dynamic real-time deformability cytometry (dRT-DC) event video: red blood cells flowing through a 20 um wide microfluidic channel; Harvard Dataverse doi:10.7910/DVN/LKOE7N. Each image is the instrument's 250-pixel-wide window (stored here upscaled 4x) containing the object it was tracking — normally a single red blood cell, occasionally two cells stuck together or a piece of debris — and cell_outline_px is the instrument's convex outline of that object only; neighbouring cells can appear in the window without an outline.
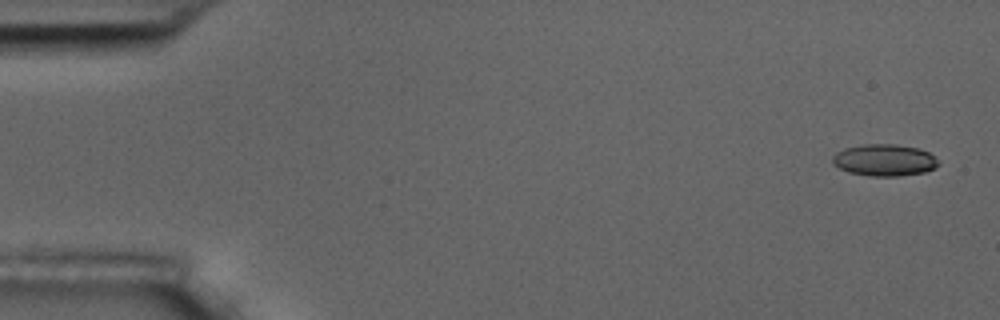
{"species": "common noctule bat (a hibernating species)", "species_latin": "Nyctalus noctula", "temperature_condition": "room temperature", "stored_images_in_passage": 4, "camera_frame_rate_fps": 3000, "um_per_image_px": 0.085, "animal": {"sex": "male", "body_mass_g": 17.5, "forearm_length_mm": 52.3}, "frame": {"image": 1, "passage_image": 1, "time_ms": 0.0, "image_size_px": [1000, 320], "cell_outline_px": [[940, 164], [936, 168], [924, 172], [900, 176], [872, 176], [848, 172], [832, 164], [832, 156], [836, 152], [844, 148], [864, 144], [896, 144], [920, 148], [928, 152], [940, 160]], "centroid_in_image_um": [75.2, 13.6], "position_along_channel_um": 9.8, "area_um2": 19.88}}
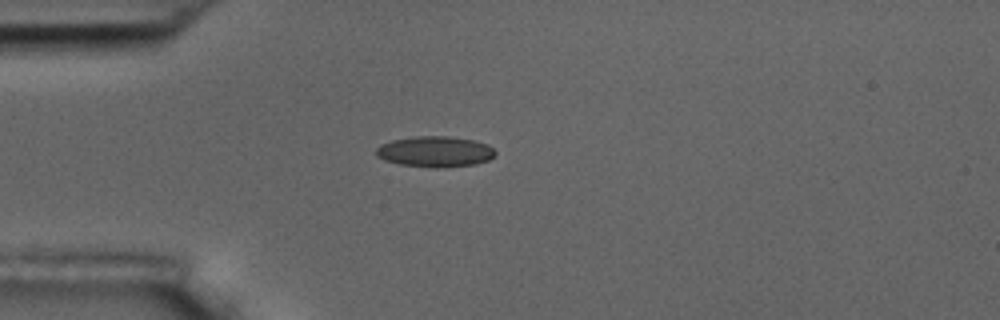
{"frame": {"image": 2, "passage_image": 4, "time_ms": 4.333, "image_size_px": [1000, 320], "cell_outline_px": [[496, 152], [488, 160], [476, 164], [444, 168], [432, 168], [400, 164], [384, 160], [376, 156], [376, 148], [380, 144], [392, 140], [416, 136], [448, 136], [472, 140], [488, 144]], "centroid_in_image_um": [36.96, 12.89], "position_along_channel_um": 48.0, "area_um2": 21.44}}